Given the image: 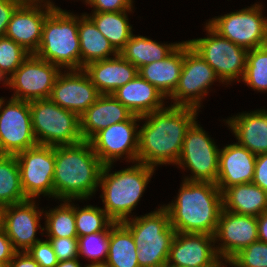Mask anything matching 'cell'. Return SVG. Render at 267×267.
<instances>
[{
    "instance_id": "33",
    "label": "cell",
    "mask_w": 267,
    "mask_h": 267,
    "mask_svg": "<svg viewBox=\"0 0 267 267\" xmlns=\"http://www.w3.org/2000/svg\"><path fill=\"white\" fill-rule=\"evenodd\" d=\"M64 203L46 211L44 215L46 217L45 228H41V231L46 229V237H67V238H78L75 216H74V205L70 202L71 200H64Z\"/></svg>"
},
{
    "instance_id": "51",
    "label": "cell",
    "mask_w": 267,
    "mask_h": 267,
    "mask_svg": "<svg viewBox=\"0 0 267 267\" xmlns=\"http://www.w3.org/2000/svg\"><path fill=\"white\" fill-rule=\"evenodd\" d=\"M85 267H109L106 263H92L88 264Z\"/></svg>"
},
{
    "instance_id": "30",
    "label": "cell",
    "mask_w": 267,
    "mask_h": 267,
    "mask_svg": "<svg viewBox=\"0 0 267 267\" xmlns=\"http://www.w3.org/2000/svg\"><path fill=\"white\" fill-rule=\"evenodd\" d=\"M131 231L121 222L110 226L107 261L109 267H140Z\"/></svg>"
},
{
    "instance_id": "24",
    "label": "cell",
    "mask_w": 267,
    "mask_h": 267,
    "mask_svg": "<svg viewBox=\"0 0 267 267\" xmlns=\"http://www.w3.org/2000/svg\"><path fill=\"white\" fill-rule=\"evenodd\" d=\"M112 95L133 114L143 116L164 107L166 97L151 83L139 74L122 87L116 89Z\"/></svg>"
},
{
    "instance_id": "34",
    "label": "cell",
    "mask_w": 267,
    "mask_h": 267,
    "mask_svg": "<svg viewBox=\"0 0 267 267\" xmlns=\"http://www.w3.org/2000/svg\"><path fill=\"white\" fill-rule=\"evenodd\" d=\"M74 216L78 237L105 231L114 223L103 208L91 205L80 210L74 205Z\"/></svg>"
},
{
    "instance_id": "32",
    "label": "cell",
    "mask_w": 267,
    "mask_h": 267,
    "mask_svg": "<svg viewBox=\"0 0 267 267\" xmlns=\"http://www.w3.org/2000/svg\"><path fill=\"white\" fill-rule=\"evenodd\" d=\"M26 200L16 156L0 154V202L8 206Z\"/></svg>"
},
{
    "instance_id": "23",
    "label": "cell",
    "mask_w": 267,
    "mask_h": 267,
    "mask_svg": "<svg viewBox=\"0 0 267 267\" xmlns=\"http://www.w3.org/2000/svg\"><path fill=\"white\" fill-rule=\"evenodd\" d=\"M83 70L100 94H112L138 75V68L119 53L113 58L91 62Z\"/></svg>"
},
{
    "instance_id": "25",
    "label": "cell",
    "mask_w": 267,
    "mask_h": 267,
    "mask_svg": "<svg viewBox=\"0 0 267 267\" xmlns=\"http://www.w3.org/2000/svg\"><path fill=\"white\" fill-rule=\"evenodd\" d=\"M238 144L255 155L267 153V111L241 113L226 120Z\"/></svg>"
},
{
    "instance_id": "10",
    "label": "cell",
    "mask_w": 267,
    "mask_h": 267,
    "mask_svg": "<svg viewBox=\"0 0 267 267\" xmlns=\"http://www.w3.org/2000/svg\"><path fill=\"white\" fill-rule=\"evenodd\" d=\"M220 149L195 120L188 128L182 151L176 165L192 171L187 181L212 182L216 184Z\"/></svg>"
},
{
    "instance_id": "18",
    "label": "cell",
    "mask_w": 267,
    "mask_h": 267,
    "mask_svg": "<svg viewBox=\"0 0 267 267\" xmlns=\"http://www.w3.org/2000/svg\"><path fill=\"white\" fill-rule=\"evenodd\" d=\"M100 95L83 69H69L58 75L49 99L81 116Z\"/></svg>"
},
{
    "instance_id": "29",
    "label": "cell",
    "mask_w": 267,
    "mask_h": 267,
    "mask_svg": "<svg viewBox=\"0 0 267 267\" xmlns=\"http://www.w3.org/2000/svg\"><path fill=\"white\" fill-rule=\"evenodd\" d=\"M179 43L159 44L145 36L131 35L129 41L119 52L127 61L138 69L152 62L166 58Z\"/></svg>"
},
{
    "instance_id": "11",
    "label": "cell",
    "mask_w": 267,
    "mask_h": 267,
    "mask_svg": "<svg viewBox=\"0 0 267 267\" xmlns=\"http://www.w3.org/2000/svg\"><path fill=\"white\" fill-rule=\"evenodd\" d=\"M219 77L213 68L187 41L183 42V66L174 92L169 96L172 106H188L199 110L201 99L208 93V87Z\"/></svg>"
},
{
    "instance_id": "50",
    "label": "cell",
    "mask_w": 267,
    "mask_h": 267,
    "mask_svg": "<svg viewBox=\"0 0 267 267\" xmlns=\"http://www.w3.org/2000/svg\"><path fill=\"white\" fill-rule=\"evenodd\" d=\"M0 81H4L3 84L9 86V77H7L1 70H0Z\"/></svg>"
},
{
    "instance_id": "45",
    "label": "cell",
    "mask_w": 267,
    "mask_h": 267,
    "mask_svg": "<svg viewBox=\"0 0 267 267\" xmlns=\"http://www.w3.org/2000/svg\"><path fill=\"white\" fill-rule=\"evenodd\" d=\"M8 267H40L27 251L16 252Z\"/></svg>"
},
{
    "instance_id": "16",
    "label": "cell",
    "mask_w": 267,
    "mask_h": 267,
    "mask_svg": "<svg viewBox=\"0 0 267 267\" xmlns=\"http://www.w3.org/2000/svg\"><path fill=\"white\" fill-rule=\"evenodd\" d=\"M212 242L213 245H211ZM215 243L214 235L176 232L170 246L167 265L173 267H222L224 262L221 261L216 251Z\"/></svg>"
},
{
    "instance_id": "13",
    "label": "cell",
    "mask_w": 267,
    "mask_h": 267,
    "mask_svg": "<svg viewBox=\"0 0 267 267\" xmlns=\"http://www.w3.org/2000/svg\"><path fill=\"white\" fill-rule=\"evenodd\" d=\"M60 70L59 66L30 54L9 76V88L15 91L12 98L28 102L49 99Z\"/></svg>"
},
{
    "instance_id": "5",
    "label": "cell",
    "mask_w": 267,
    "mask_h": 267,
    "mask_svg": "<svg viewBox=\"0 0 267 267\" xmlns=\"http://www.w3.org/2000/svg\"><path fill=\"white\" fill-rule=\"evenodd\" d=\"M35 55L62 70L81 69L78 16L62 9L51 10L44 21Z\"/></svg>"
},
{
    "instance_id": "22",
    "label": "cell",
    "mask_w": 267,
    "mask_h": 267,
    "mask_svg": "<svg viewBox=\"0 0 267 267\" xmlns=\"http://www.w3.org/2000/svg\"><path fill=\"white\" fill-rule=\"evenodd\" d=\"M133 113L112 94H101L81 115L80 132L83 140L90 141L108 126L128 120Z\"/></svg>"
},
{
    "instance_id": "37",
    "label": "cell",
    "mask_w": 267,
    "mask_h": 267,
    "mask_svg": "<svg viewBox=\"0 0 267 267\" xmlns=\"http://www.w3.org/2000/svg\"><path fill=\"white\" fill-rule=\"evenodd\" d=\"M29 55V52L11 38L0 37V70L6 76H11Z\"/></svg>"
},
{
    "instance_id": "8",
    "label": "cell",
    "mask_w": 267,
    "mask_h": 267,
    "mask_svg": "<svg viewBox=\"0 0 267 267\" xmlns=\"http://www.w3.org/2000/svg\"><path fill=\"white\" fill-rule=\"evenodd\" d=\"M207 38L188 40L190 46L213 68L219 82L231 83L243 78L248 49L221 37L206 22Z\"/></svg>"
},
{
    "instance_id": "6",
    "label": "cell",
    "mask_w": 267,
    "mask_h": 267,
    "mask_svg": "<svg viewBox=\"0 0 267 267\" xmlns=\"http://www.w3.org/2000/svg\"><path fill=\"white\" fill-rule=\"evenodd\" d=\"M132 233L138 249L140 267H164L167 265L170 246L176 234L171 226L167 210L160 208L144 216L122 222Z\"/></svg>"
},
{
    "instance_id": "20",
    "label": "cell",
    "mask_w": 267,
    "mask_h": 267,
    "mask_svg": "<svg viewBox=\"0 0 267 267\" xmlns=\"http://www.w3.org/2000/svg\"><path fill=\"white\" fill-rule=\"evenodd\" d=\"M34 201L28 199L6 207L4 231L17 252L28 251L35 243L40 241V239L35 238V235L37 229L41 228L39 220L44 212L43 209L42 211L37 210Z\"/></svg>"
},
{
    "instance_id": "39",
    "label": "cell",
    "mask_w": 267,
    "mask_h": 267,
    "mask_svg": "<svg viewBox=\"0 0 267 267\" xmlns=\"http://www.w3.org/2000/svg\"><path fill=\"white\" fill-rule=\"evenodd\" d=\"M49 242L59 261L78 258V238L49 237Z\"/></svg>"
},
{
    "instance_id": "7",
    "label": "cell",
    "mask_w": 267,
    "mask_h": 267,
    "mask_svg": "<svg viewBox=\"0 0 267 267\" xmlns=\"http://www.w3.org/2000/svg\"><path fill=\"white\" fill-rule=\"evenodd\" d=\"M29 103L33 133L39 145H73L83 141L76 113L63 109L50 99Z\"/></svg>"
},
{
    "instance_id": "14",
    "label": "cell",
    "mask_w": 267,
    "mask_h": 267,
    "mask_svg": "<svg viewBox=\"0 0 267 267\" xmlns=\"http://www.w3.org/2000/svg\"><path fill=\"white\" fill-rule=\"evenodd\" d=\"M7 102L0 111V154L16 155L38 143L32 128L30 103L13 98Z\"/></svg>"
},
{
    "instance_id": "42",
    "label": "cell",
    "mask_w": 267,
    "mask_h": 267,
    "mask_svg": "<svg viewBox=\"0 0 267 267\" xmlns=\"http://www.w3.org/2000/svg\"><path fill=\"white\" fill-rule=\"evenodd\" d=\"M20 4L18 0H0V37L5 36L11 15Z\"/></svg>"
},
{
    "instance_id": "28",
    "label": "cell",
    "mask_w": 267,
    "mask_h": 267,
    "mask_svg": "<svg viewBox=\"0 0 267 267\" xmlns=\"http://www.w3.org/2000/svg\"><path fill=\"white\" fill-rule=\"evenodd\" d=\"M89 16L82 14L78 17L81 69L91 62L112 58L109 57L111 54H118Z\"/></svg>"
},
{
    "instance_id": "9",
    "label": "cell",
    "mask_w": 267,
    "mask_h": 267,
    "mask_svg": "<svg viewBox=\"0 0 267 267\" xmlns=\"http://www.w3.org/2000/svg\"><path fill=\"white\" fill-rule=\"evenodd\" d=\"M262 5L237 10L218 16L207 24L221 37L248 50L267 45V18L262 15Z\"/></svg>"
},
{
    "instance_id": "1",
    "label": "cell",
    "mask_w": 267,
    "mask_h": 267,
    "mask_svg": "<svg viewBox=\"0 0 267 267\" xmlns=\"http://www.w3.org/2000/svg\"><path fill=\"white\" fill-rule=\"evenodd\" d=\"M197 111L193 107L170 105L141 116L146 123L138 131L137 162L153 168L176 164L186 131L196 120Z\"/></svg>"
},
{
    "instance_id": "21",
    "label": "cell",
    "mask_w": 267,
    "mask_h": 267,
    "mask_svg": "<svg viewBox=\"0 0 267 267\" xmlns=\"http://www.w3.org/2000/svg\"><path fill=\"white\" fill-rule=\"evenodd\" d=\"M220 150L216 185L221 192L234 185L252 183L256 155L238 143L229 144Z\"/></svg>"
},
{
    "instance_id": "47",
    "label": "cell",
    "mask_w": 267,
    "mask_h": 267,
    "mask_svg": "<svg viewBox=\"0 0 267 267\" xmlns=\"http://www.w3.org/2000/svg\"><path fill=\"white\" fill-rule=\"evenodd\" d=\"M20 3L27 4V3H44L47 7L52 10H60V7H56L51 1L49 0H18ZM41 1V2H40Z\"/></svg>"
},
{
    "instance_id": "48",
    "label": "cell",
    "mask_w": 267,
    "mask_h": 267,
    "mask_svg": "<svg viewBox=\"0 0 267 267\" xmlns=\"http://www.w3.org/2000/svg\"><path fill=\"white\" fill-rule=\"evenodd\" d=\"M55 267H82L78 258L72 260L59 261Z\"/></svg>"
},
{
    "instance_id": "36",
    "label": "cell",
    "mask_w": 267,
    "mask_h": 267,
    "mask_svg": "<svg viewBox=\"0 0 267 267\" xmlns=\"http://www.w3.org/2000/svg\"><path fill=\"white\" fill-rule=\"evenodd\" d=\"M109 237L110 227L102 232L78 237L79 257L85 256L92 260L91 263H105L109 249Z\"/></svg>"
},
{
    "instance_id": "26",
    "label": "cell",
    "mask_w": 267,
    "mask_h": 267,
    "mask_svg": "<svg viewBox=\"0 0 267 267\" xmlns=\"http://www.w3.org/2000/svg\"><path fill=\"white\" fill-rule=\"evenodd\" d=\"M183 66V42L166 58L138 69V74L169 97L177 87Z\"/></svg>"
},
{
    "instance_id": "53",
    "label": "cell",
    "mask_w": 267,
    "mask_h": 267,
    "mask_svg": "<svg viewBox=\"0 0 267 267\" xmlns=\"http://www.w3.org/2000/svg\"><path fill=\"white\" fill-rule=\"evenodd\" d=\"M4 103H5V100L1 97L0 98V111H1V107H2V105H4Z\"/></svg>"
},
{
    "instance_id": "41",
    "label": "cell",
    "mask_w": 267,
    "mask_h": 267,
    "mask_svg": "<svg viewBox=\"0 0 267 267\" xmlns=\"http://www.w3.org/2000/svg\"><path fill=\"white\" fill-rule=\"evenodd\" d=\"M87 4L94 8L93 12H121L132 11V0H87Z\"/></svg>"
},
{
    "instance_id": "4",
    "label": "cell",
    "mask_w": 267,
    "mask_h": 267,
    "mask_svg": "<svg viewBox=\"0 0 267 267\" xmlns=\"http://www.w3.org/2000/svg\"><path fill=\"white\" fill-rule=\"evenodd\" d=\"M112 164L103 166L99 186L104 211L116 223L128 220L131 211L138 204L155 168L136 162L123 170L109 173Z\"/></svg>"
},
{
    "instance_id": "38",
    "label": "cell",
    "mask_w": 267,
    "mask_h": 267,
    "mask_svg": "<svg viewBox=\"0 0 267 267\" xmlns=\"http://www.w3.org/2000/svg\"><path fill=\"white\" fill-rule=\"evenodd\" d=\"M227 263L232 267H267V243L255 241L240 250Z\"/></svg>"
},
{
    "instance_id": "27",
    "label": "cell",
    "mask_w": 267,
    "mask_h": 267,
    "mask_svg": "<svg viewBox=\"0 0 267 267\" xmlns=\"http://www.w3.org/2000/svg\"><path fill=\"white\" fill-rule=\"evenodd\" d=\"M222 196L225 210L254 217L267 211V192L254 183L228 187Z\"/></svg>"
},
{
    "instance_id": "3",
    "label": "cell",
    "mask_w": 267,
    "mask_h": 267,
    "mask_svg": "<svg viewBox=\"0 0 267 267\" xmlns=\"http://www.w3.org/2000/svg\"><path fill=\"white\" fill-rule=\"evenodd\" d=\"M163 207L176 232L214 235L223 209V196L215 183L184 180L177 199Z\"/></svg>"
},
{
    "instance_id": "19",
    "label": "cell",
    "mask_w": 267,
    "mask_h": 267,
    "mask_svg": "<svg viewBox=\"0 0 267 267\" xmlns=\"http://www.w3.org/2000/svg\"><path fill=\"white\" fill-rule=\"evenodd\" d=\"M51 10L41 3H21L11 15L5 36L35 54L41 42L44 21Z\"/></svg>"
},
{
    "instance_id": "15",
    "label": "cell",
    "mask_w": 267,
    "mask_h": 267,
    "mask_svg": "<svg viewBox=\"0 0 267 267\" xmlns=\"http://www.w3.org/2000/svg\"><path fill=\"white\" fill-rule=\"evenodd\" d=\"M140 120L141 116L133 114L128 120L99 131L90 140L95 154L104 165L113 164L114 160L122 158L125 154L128 160L137 162L139 128L136 121Z\"/></svg>"
},
{
    "instance_id": "52",
    "label": "cell",
    "mask_w": 267,
    "mask_h": 267,
    "mask_svg": "<svg viewBox=\"0 0 267 267\" xmlns=\"http://www.w3.org/2000/svg\"><path fill=\"white\" fill-rule=\"evenodd\" d=\"M0 267H8L6 262L0 261Z\"/></svg>"
},
{
    "instance_id": "46",
    "label": "cell",
    "mask_w": 267,
    "mask_h": 267,
    "mask_svg": "<svg viewBox=\"0 0 267 267\" xmlns=\"http://www.w3.org/2000/svg\"><path fill=\"white\" fill-rule=\"evenodd\" d=\"M258 223V239L267 243V211L257 216Z\"/></svg>"
},
{
    "instance_id": "31",
    "label": "cell",
    "mask_w": 267,
    "mask_h": 267,
    "mask_svg": "<svg viewBox=\"0 0 267 267\" xmlns=\"http://www.w3.org/2000/svg\"><path fill=\"white\" fill-rule=\"evenodd\" d=\"M126 12L129 11L93 12L89 17L117 53L123 49L133 33Z\"/></svg>"
},
{
    "instance_id": "2",
    "label": "cell",
    "mask_w": 267,
    "mask_h": 267,
    "mask_svg": "<svg viewBox=\"0 0 267 267\" xmlns=\"http://www.w3.org/2000/svg\"><path fill=\"white\" fill-rule=\"evenodd\" d=\"M103 166L90 141L55 146L54 198L88 199L98 189Z\"/></svg>"
},
{
    "instance_id": "12",
    "label": "cell",
    "mask_w": 267,
    "mask_h": 267,
    "mask_svg": "<svg viewBox=\"0 0 267 267\" xmlns=\"http://www.w3.org/2000/svg\"><path fill=\"white\" fill-rule=\"evenodd\" d=\"M15 156L25 197L31 200L42 194L54 197L55 146L37 144Z\"/></svg>"
},
{
    "instance_id": "40",
    "label": "cell",
    "mask_w": 267,
    "mask_h": 267,
    "mask_svg": "<svg viewBox=\"0 0 267 267\" xmlns=\"http://www.w3.org/2000/svg\"><path fill=\"white\" fill-rule=\"evenodd\" d=\"M27 252L40 267H55L59 262L49 240L38 241Z\"/></svg>"
},
{
    "instance_id": "35",
    "label": "cell",
    "mask_w": 267,
    "mask_h": 267,
    "mask_svg": "<svg viewBox=\"0 0 267 267\" xmlns=\"http://www.w3.org/2000/svg\"><path fill=\"white\" fill-rule=\"evenodd\" d=\"M242 81L257 91H267V45L250 49Z\"/></svg>"
},
{
    "instance_id": "17",
    "label": "cell",
    "mask_w": 267,
    "mask_h": 267,
    "mask_svg": "<svg viewBox=\"0 0 267 267\" xmlns=\"http://www.w3.org/2000/svg\"><path fill=\"white\" fill-rule=\"evenodd\" d=\"M214 238L215 241L217 238L222 241L215 248L221 260L227 264L240 250L259 240L257 217L222 209Z\"/></svg>"
},
{
    "instance_id": "49",
    "label": "cell",
    "mask_w": 267,
    "mask_h": 267,
    "mask_svg": "<svg viewBox=\"0 0 267 267\" xmlns=\"http://www.w3.org/2000/svg\"><path fill=\"white\" fill-rule=\"evenodd\" d=\"M6 205L0 202V230L4 229V219H5V210Z\"/></svg>"
},
{
    "instance_id": "44",
    "label": "cell",
    "mask_w": 267,
    "mask_h": 267,
    "mask_svg": "<svg viewBox=\"0 0 267 267\" xmlns=\"http://www.w3.org/2000/svg\"><path fill=\"white\" fill-rule=\"evenodd\" d=\"M17 251L14 249L11 240L6 235L4 229L0 230V261L9 262L13 259Z\"/></svg>"
},
{
    "instance_id": "43",
    "label": "cell",
    "mask_w": 267,
    "mask_h": 267,
    "mask_svg": "<svg viewBox=\"0 0 267 267\" xmlns=\"http://www.w3.org/2000/svg\"><path fill=\"white\" fill-rule=\"evenodd\" d=\"M252 183L267 192V153L256 155V164Z\"/></svg>"
}]
</instances>
